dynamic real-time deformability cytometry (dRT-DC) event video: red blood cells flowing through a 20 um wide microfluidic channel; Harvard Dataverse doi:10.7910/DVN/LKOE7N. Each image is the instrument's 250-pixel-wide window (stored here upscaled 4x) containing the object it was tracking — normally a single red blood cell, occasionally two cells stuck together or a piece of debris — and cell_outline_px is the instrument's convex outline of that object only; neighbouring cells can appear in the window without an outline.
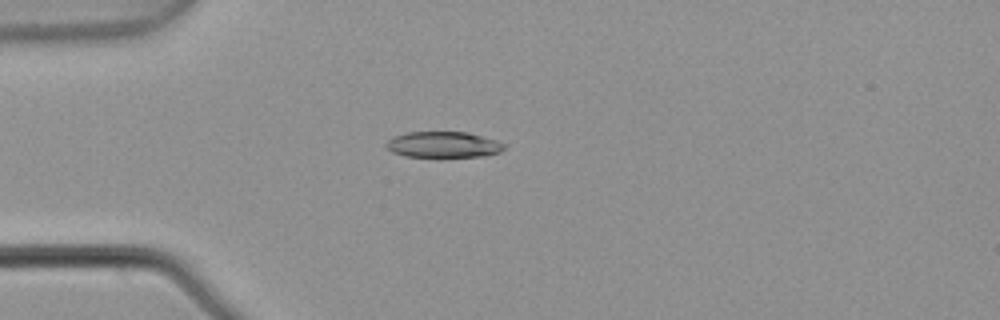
{"species": "common noctule bat (a hibernating species)", "species_latin": "Nyctalus noctula", "temperature_condition": "warm", "stored_images_in_passage": 5, "camera_frame_rate_fps": 3000, "um_per_image_px": 0.085, "animal": {"sex": "male", "body_mass_g": 21.5, "forearm_length_mm": 52.0}, "frame": {"image": 1, "passage_image": 4, "time_ms": 1.0, "image_size_px": [1000, 320], "cell_outline_px": [[504, 148], [500, 152], [484, 156], [404, 156], [392, 152], [384, 144], [392, 136], [408, 132], [468, 132], [496, 140], [504, 144]], "centroid_in_image_um": [37.66, 12.28], "position_along_channel_um": 47.3, "area_um2": 17.69}}